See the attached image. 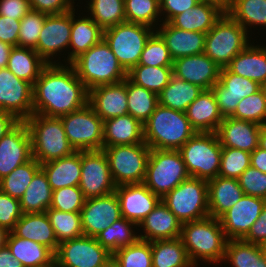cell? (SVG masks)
<instances>
[{
  "label": "cell",
  "mask_w": 266,
  "mask_h": 267,
  "mask_svg": "<svg viewBox=\"0 0 266 267\" xmlns=\"http://www.w3.org/2000/svg\"><path fill=\"white\" fill-rule=\"evenodd\" d=\"M88 104V90L71 64H47L33 85V113L61 117Z\"/></svg>",
  "instance_id": "6da1fadb"
},
{
  "label": "cell",
  "mask_w": 266,
  "mask_h": 267,
  "mask_svg": "<svg viewBox=\"0 0 266 267\" xmlns=\"http://www.w3.org/2000/svg\"><path fill=\"white\" fill-rule=\"evenodd\" d=\"M180 238L194 265L199 261L219 265L223 261L228 239L219 219L209 216L183 223Z\"/></svg>",
  "instance_id": "7a4b0ae2"
},
{
  "label": "cell",
  "mask_w": 266,
  "mask_h": 267,
  "mask_svg": "<svg viewBox=\"0 0 266 267\" xmlns=\"http://www.w3.org/2000/svg\"><path fill=\"white\" fill-rule=\"evenodd\" d=\"M143 127L145 144L150 149L179 150L196 133L186 112L160 104Z\"/></svg>",
  "instance_id": "3957f363"
},
{
  "label": "cell",
  "mask_w": 266,
  "mask_h": 267,
  "mask_svg": "<svg viewBox=\"0 0 266 267\" xmlns=\"http://www.w3.org/2000/svg\"><path fill=\"white\" fill-rule=\"evenodd\" d=\"M70 64L88 91L101 85L119 83L127 78V72L118 63L104 39Z\"/></svg>",
  "instance_id": "277c9868"
},
{
  "label": "cell",
  "mask_w": 266,
  "mask_h": 267,
  "mask_svg": "<svg viewBox=\"0 0 266 267\" xmlns=\"http://www.w3.org/2000/svg\"><path fill=\"white\" fill-rule=\"evenodd\" d=\"M25 123L31 138L32 155L38 163L44 164L75 152L60 117L33 113Z\"/></svg>",
  "instance_id": "5b68a950"
},
{
  "label": "cell",
  "mask_w": 266,
  "mask_h": 267,
  "mask_svg": "<svg viewBox=\"0 0 266 267\" xmlns=\"http://www.w3.org/2000/svg\"><path fill=\"white\" fill-rule=\"evenodd\" d=\"M248 34L237 21L225 12L206 33L204 53L220 68H225L238 53L251 43Z\"/></svg>",
  "instance_id": "8992f818"
},
{
  "label": "cell",
  "mask_w": 266,
  "mask_h": 267,
  "mask_svg": "<svg viewBox=\"0 0 266 267\" xmlns=\"http://www.w3.org/2000/svg\"><path fill=\"white\" fill-rule=\"evenodd\" d=\"M179 151L191 177L209 181L218 176L222 146L216 133L196 132Z\"/></svg>",
  "instance_id": "52a82bcc"
},
{
  "label": "cell",
  "mask_w": 266,
  "mask_h": 267,
  "mask_svg": "<svg viewBox=\"0 0 266 267\" xmlns=\"http://www.w3.org/2000/svg\"><path fill=\"white\" fill-rule=\"evenodd\" d=\"M179 150L151 149L143 184L160 198L189 178Z\"/></svg>",
  "instance_id": "ba28073f"
},
{
  "label": "cell",
  "mask_w": 266,
  "mask_h": 267,
  "mask_svg": "<svg viewBox=\"0 0 266 267\" xmlns=\"http://www.w3.org/2000/svg\"><path fill=\"white\" fill-rule=\"evenodd\" d=\"M161 200L182 224L209 217L208 181L190 176Z\"/></svg>",
  "instance_id": "9c48e42d"
},
{
  "label": "cell",
  "mask_w": 266,
  "mask_h": 267,
  "mask_svg": "<svg viewBox=\"0 0 266 267\" xmlns=\"http://www.w3.org/2000/svg\"><path fill=\"white\" fill-rule=\"evenodd\" d=\"M154 32L149 26L125 21L103 30V39L110 46L118 63L128 72L138 65L141 53Z\"/></svg>",
  "instance_id": "30bf717a"
},
{
  "label": "cell",
  "mask_w": 266,
  "mask_h": 267,
  "mask_svg": "<svg viewBox=\"0 0 266 267\" xmlns=\"http://www.w3.org/2000/svg\"><path fill=\"white\" fill-rule=\"evenodd\" d=\"M116 186L143 183L151 149L143 143L103 147Z\"/></svg>",
  "instance_id": "8fae6325"
},
{
  "label": "cell",
  "mask_w": 266,
  "mask_h": 267,
  "mask_svg": "<svg viewBox=\"0 0 266 267\" xmlns=\"http://www.w3.org/2000/svg\"><path fill=\"white\" fill-rule=\"evenodd\" d=\"M66 137L75 151L103 149V120L87 104L80 110L62 115Z\"/></svg>",
  "instance_id": "7c38bea8"
},
{
  "label": "cell",
  "mask_w": 266,
  "mask_h": 267,
  "mask_svg": "<svg viewBox=\"0 0 266 267\" xmlns=\"http://www.w3.org/2000/svg\"><path fill=\"white\" fill-rule=\"evenodd\" d=\"M55 258L60 267H106L112 254L95 237L82 235L61 242Z\"/></svg>",
  "instance_id": "4fadbf2b"
},
{
  "label": "cell",
  "mask_w": 266,
  "mask_h": 267,
  "mask_svg": "<svg viewBox=\"0 0 266 267\" xmlns=\"http://www.w3.org/2000/svg\"><path fill=\"white\" fill-rule=\"evenodd\" d=\"M79 188L86 199L115 192L109 162L103 150L81 151V179Z\"/></svg>",
  "instance_id": "5bb4252c"
},
{
  "label": "cell",
  "mask_w": 266,
  "mask_h": 267,
  "mask_svg": "<svg viewBox=\"0 0 266 267\" xmlns=\"http://www.w3.org/2000/svg\"><path fill=\"white\" fill-rule=\"evenodd\" d=\"M0 111L25 121L33 114V85L16 77L8 68L0 69Z\"/></svg>",
  "instance_id": "9a60e30c"
},
{
  "label": "cell",
  "mask_w": 266,
  "mask_h": 267,
  "mask_svg": "<svg viewBox=\"0 0 266 267\" xmlns=\"http://www.w3.org/2000/svg\"><path fill=\"white\" fill-rule=\"evenodd\" d=\"M70 35L71 11L47 15L35 51L48 64L61 63L55 61L54 56H59L64 50L69 49Z\"/></svg>",
  "instance_id": "2e32d148"
},
{
  "label": "cell",
  "mask_w": 266,
  "mask_h": 267,
  "mask_svg": "<svg viewBox=\"0 0 266 267\" xmlns=\"http://www.w3.org/2000/svg\"><path fill=\"white\" fill-rule=\"evenodd\" d=\"M260 89L258 82L234 74L226 67L221 68L219 81L211 88L223 118L231 117L243 98Z\"/></svg>",
  "instance_id": "e0dca14e"
},
{
  "label": "cell",
  "mask_w": 266,
  "mask_h": 267,
  "mask_svg": "<svg viewBox=\"0 0 266 267\" xmlns=\"http://www.w3.org/2000/svg\"><path fill=\"white\" fill-rule=\"evenodd\" d=\"M80 214L83 234L95 238L108 226L122 218L115 192L86 199Z\"/></svg>",
  "instance_id": "ac0fdd59"
},
{
  "label": "cell",
  "mask_w": 266,
  "mask_h": 267,
  "mask_svg": "<svg viewBox=\"0 0 266 267\" xmlns=\"http://www.w3.org/2000/svg\"><path fill=\"white\" fill-rule=\"evenodd\" d=\"M265 199L250 195H243L220 218L221 226L228 240L243 239L251 226L261 214Z\"/></svg>",
  "instance_id": "d6986e66"
},
{
  "label": "cell",
  "mask_w": 266,
  "mask_h": 267,
  "mask_svg": "<svg viewBox=\"0 0 266 267\" xmlns=\"http://www.w3.org/2000/svg\"><path fill=\"white\" fill-rule=\"evenodd\" d=\"M32 158L28 127L25 121H20L0 139V180Z\"/></svg>",
  "instance_id": "ffe728a7"
},
{
  "label": "cell",
  "mask_w": 266,
  "mask_h": 267,
  "mask_svg": "<svg viewBox=\"0 0 266 267\" xmlns=\"http://www.w3.org/2000/svg\"><path fill=\"white\" fill-rule=\"evenodd\" d=\"M121 216L137 225L156 207L161 198L143 183L116 186Z\"/></svg>",
  "instance_id": "44dd1931"
},
{
  "label": "cell",
  "mask_w": 266,
  "mask_h": 267,
  "mask_svg": "<svg viewBox=\"0 0 266 267\" xmlns=\"http://www.w3.org/2000/svg\"><path fill=\"white\" fill-rule=\"evenodd\" d=\"M220 71L221 68L205 53L180 57L173 62L174 76L203 90L211 89L219 81Z\"/></svg>",
  "instance_id": "7402d4cb"
},
{
  "label": "cell",
  "mask_w": 266,
  "mask_h": 267,
  "mask_svg": "<svg viewBox=\"0 0 266 267\" xmlns=\"http://www.w3.org/2000/svg\"><path fill=\"white\" fill-rule=\"evenodd\" d=\"M88 105L103 121L128 114L126 79L89 90Z\"/></svg>",
  "instance_id": "603a6c76"
},
{
  "label": "cell",
  "mask_w": 266,
  "mask_h": 267,
  "mask_svg": "<svg viewBox=\"0 0 266 267\" xmlns=\"http://www.w3.org/2000/svg\"><path fill=\"white\" fill-rule=\"evenodd\" d=\"M262 127L253 122L226 117L220 123L216 134L222 147L251 153L259 147V135Z\"/></svg>",
  "instance_id": "cb8c5ba5"
},
{
  "label": "cell",
  "mask_w": 266,
  "mask_h": 267,
  "mask_svg": "<svg viewBox=\"0 0 266 267\" xmlns=\"http://www.w3.org/2000/svg\"><path fill=\"white\" fill-rule=\"evenodd\" d=\"M138 227L144 233L138 234L139 239L152 242L180 238L182 223L161 200Z\"/></svg>",
  "instance_id": "d4e9b609"
},
{
  "label": "cell",
  "mask_w": 266,
  "mask_h": 267,
  "mask_svg": "<svg viewBox=\"0 0 266 267\" xmlns=\"http://www.w3.org/2000/svg\"><path fill=\"white\" fill-rule=\"evenodd\" d=\"M155 31L164 40L173 60L204 53L206 33L179 29L169 22L161 23Z\"/></svg>",
  "instance_id": "484cf974"
},
{
  "label": "cell",
  "mask_w": 266,
  "mask_h": 267,
  "mask_svg": "<svg viewBox=\"0 0 266 267\" xmlns=\"http://www.w3.org/2000/svg\"><path fill=\"white\" fill-rule=\"evenodd\" d=\"M225 12L226 8L220 3L200 1L176 15L169 23L186 31L207 33Z\"/></svg>",
  "instance_id": "4316f807"
},
{
  "label": "cell",
  "mask_w": 266,
  "mask_h": 267,
  "mask_svg": "<svg viewBox=\"0 0 266 267\" xmlns=\"http://www.w3.org/2000/svg\"><path fill=\"white\" fill-rule=\"evenodd\" d=\"M187 119L196 132L216 133L224 119L220 114L215 95L211 89L203 90L188 106Z\"/></svg>",
  "instance_id": "83f0119b"
},
{
  "label": "cell",
  "mask_w": 266,
  "mask_h": 267,
  "mask_svg": "<svg viewBox=\"0 0 266 267\" xmlns=\"http://www.w3.org/2000/svg\"><path fill=\"white\" fill-rule=\"evenodd\" d=\"M144 127L130 114L103 122V147L143 143Z\"/></svg>",
  "instance_id": "f1b7e54d"
},
{
  "label": "cell",
  "mask_w": 266,
  "mask_h": 267,
  "mask_svg": "<svg viewBox=\"0 0 266 267\" xmlns=\"http://www.w3.org/2000/svg\"><path fill=\"white\" fill-rule=\"evenodd\" d=\"M75 8L71 10V35L67 59L65 63H71L79 55L86 52L92 46L103 39V29L94 22L89 15L75 18ZM81 17V18H80Z\"/></svg>",
  "instance_id": "f546056e"
},
{
  "label": "cell",
  "mask_w": 266,
  "mask_h": 267,
  "mask_svg": "<svg viewBox=\"0 0 266 267\" xmlns=\"http://www.w3.org/2000/svg\"><path fill=\"white\" fill-rule=\"evenodd\" d=\"M12 232L20 238L32 240L57 252L59 243L46 212L22 214Z\"/></svg>",
  "instance_id": "4dcf8cb0"
},
{
  "label": "cell",
  "mask_w": 266,
  "mask_h": 267,
  "mask_svg": "<svg viewBox=\"0 0 266 267\" xmlns=\"http://www.w3.org/2000/svg\"><path fill=\"white\" fill-rule=\"evenodd\" d=\"M244 192L238 179L217 176L208 181L209 216L219 219L238 202Z\"/></svg>",
  "instance_id": "1f68e13d"
},
{
  "label": "cell",
  "mask_w": 266,
  "mask_h": 267,
  "mask_svg": "<svg viewBox=\"0 0 266 267\" xmlns=\"http://www.w3.org/2000/svg\"><path fill=\"white\" fill-rule=\"evenodd\" d=\"M252 44L238 53L226 68L234 74L262 85L266 83V46Z\"/></svg>",
  "instance_id": "d6a6232c"
},
{
  "label": "cell",
  "mask_w": 266,
  "mask_h": 267,
  "mask_svg": "<svg viewBox=\"0 0 266 267\" xmlns=\"http://www.w3.org/2000/svg\"><path fill=\"white\" fill-rule=\"evenodd\" d=\"M41 168L47 175L52 190L63 187L79 186L81 179V151L44 164Z\"/></svg>",
  "instance_id": "836d02e7"
},
{
  "label": "cell",
  "mask_w": 266,
  "mask_h": 267,
  "mask_svg": "<svg viewBox=\"0 0 266 267\" xmlns=\"http://www.w3.org/2000/svg\"><path fill=\"white\" fill-rule=\"evenodd\" d=\"M6 245L24 267L45 265L55 258V253L47 246L17 237L12 231L6 236Z\"/></svg>",
  "instance_id": "e575fe53"
},
{
  "label": "cell",
  "mask_w": 266,
  "mask_h": 267,
  "mask_svg": "<svg viewBox=\"0 0 266 267\" xmlns=\"http://www.w3.org/2000/svg\"><path fill=\"white\" fill-rule=\"evenodd\" d=\"M52 194L53 190L49 184L47 175L40 168L20 198V209L22 213L46 212L51 206Z\"/></svg>",
  "instance_id": "d590c367"
},
{
  "label": "cell",
  "mask_w": 266,
  "mask_h": 267,
  "mask_svg": "<svg viewBox=\"0 0 266 267\" xmlns=\"http://www.w3.org/2000/svg\"><path fill=\"white\" fill-rule=\"evenodd\" d=\"M47 64L34 49L14 46L9 55L7 68L16 77L34 85Z\"/></svg>",
  "instance_id": "8d00e7d4"
},
{
  "label": "cell",
  "mask_w": 266,
  "mask_h": 267,
  "mask_svg": "<svg viewBox=\"0 0 266 267\" xmlns=\"http://www.w3.org/2000/svg\"><path fill=\"white\" fill-rule=\"evenodd\" d=\"M202 91L199 86L172 75L168 85L158 94V104L186 112L188 106Z\"/></svg>",
  "instance_id": "74e56055"
},
{
  "label": "cell",
  "mask_w": 266,
  "mask_h": 267,
  "mask_svg": "<svg viewBox=\"0 0 266 267\" xmlns=\"http://www.w3.org/2000/svg\"><path fill=\"white\" fill-rule=\"evenodd\" d=\"M152 267H192L181 238L151 242Z\"/></svg>",
  "instance_id": "f35d334b"
},
{
  "label": "cell",
  "mask_w": 266,
  "mask_h": 267,
  "mask_svg": "<svg viewBox=\"0 0 266 267\" xmlns=\"http://www.w3.org/2000/svg\"><path fill=\"white\" fill-rule=\"evenodd\" d=\"M223 262L232 267H266V256L260 245L231 239L227 241Z\"/></svg>",
  "instance_id": "ab89813d"
},
{
  "label": "cell",
  "mask_w": 266,
  "mask_h": 267,
  "mask_svg": "<svg viewBox=\"0 0 266 267\" xmlns=\"http://www.w3.org/2000/svg\"><path fill=\"white\" fill-rule=\"evenodd\" d=\"M226 12L247 32L248 26L266 27V0H228Z\"/></svg>",
  "instance_id": "60d3db41"
},
{
  "label": "cell",
  "mask_w": 266,
  "mask_h": 267,
  "mask_svg": "<svg viewBox=\"0 0 266 267\" xmlns=\"http://www.w3.org/2000/svg\"><path fill=\"white\" fill-rule=\"evenodd\" d=\"M134 228L139 230L136 223L122 217L100 232L96 239L101 246L113 254L119 248L131 245L139 239Z\"/></svg>",
  "instance_id": "b9f144b4"
},
{
  "label": "cell",
  "mask_w": 266,
  "mask_h": 267,
  "mask_svg": "<svg viewBox=\"0 0 266 267\" xmlns=\"http://www.w3.org/2000/svg\"><path fill=\"white\" fill-rule=\"evenodd\" d=\"M173 66L136 65L127 72V78L134 84L159 94L169 83Z\"/></svg>",
  "instance_id": "7bdbcfd3"
},
{
  "label": "cell",
  "mask_w": 266,
  "mask_h": 267,
  "mask_svg": "<svg viewBox=\"0 0 266 267\" xmlns=\"http://www.w3.org/2000/svg\"><path fill=\"white\" fill-rule=\"evenodd\" d=\"M128 114L144 124L158 105V95L126 78Z\"/></svg>",
  "instance_id": "ee69618b"
},
{
  "label": "cell",
  "mask_w": 266,
  "mask_h": 267,
  "mask_svg": "<svg viewBox=\"0 0 266 267\" xmlns=\"http://www.w3.org/2000/svg\"><path fill=\"white\" fill-rule=\"evenodd\" d=\"M87 14L103 30L126 21L124 0H90Z\"/></svg>",
  "instance_id": "f6af8a7d"
},
{
  "label": "cell",
  "mask_w": 266,
  "mask_h": 267,
  "mask_svg": "<svg viewBox=\"0 0 266 267\" xmlns=\"http://www.w3.org/2000/svg\"><path fill=\"white\" fill-rule=\"evenodd\" d=\"M40 168L41 164L32 158L1 179L0 190L11 197L20 199Z\"/></svg>",
  "instance_id": "bcb514c9"
},
{
  "label": "cell",
  "mask_w": 266,
  "mask_h": 267,
  "mask_svg": "<svg viewBox=\"0 0 266 267\" xmlns=\"http://www.w3.org/2000/svg\"><path fill=\"white\" fill-rule=\"evenodd\" d=\"M46 213L59 244L84 235L80 212H63L49 208Z\"/></svg>",
  "instance_id": "7dc6e473"
},
{
  "label": "cell",
  "mask_w": 266,
  "mask_h": 267,
  "mask_svg": "<svg viewBox=\"0 0 266 267\" xmlns=\"http://www.w3.org/2000/svg\"><path fill=\"white\" fill-rule=\"evenodd\" d=\"M124 7L127 22L142 24L155 30L159 26L157 22H162L159 0H124Z\"/></svg>",
  "instance_id": "c3c4849f"
},
{
  "label": "cell",
  "mask_w": 266,
  "mask_h": 267,
  "mask_svg": "<svg viewBox=\"0 0 266 267\" xmlns=\"http://www.w3.org/2000/svg\"><path fill=\"white\" fill-rule=\"evenodd\" d=\"M112 259L120 267H152L151 242L138 239L135 243L119 248Z\"/></svg>",
  "instance_id": "681fc988"
},
{
  "label": "cell",
  "mask_w": 266,
  "mask_h": 267,
  "mask_svg": "<svg viewBox=\"0 0 266 267\" xmlns=\"http://www.w3.org/2000/svg\"><path fill=\"white\" fill-rule=\"evenodd\" d=\"M231 117L266 125V101L262 90L243 98Z\"/></svg>",
  "instance_id": "f907efd6"
},
{
  "label": "cell",
  "mask_w": 266,
  "mask_h": 267,
  "mask_svg": "<svg viewBox=\"0 0 266 267\" xmlns=\"http://www.w3.org/2000/svg\"><path fill=\"white\" fill-rule=\"evenodd\" d=\"M250 156L251 153L240 149L222 147L218 175L225 178L238 179L250 167Z\"/></svg>",
  "instance_id": "816d5d0a"
},
{
  "label": "cell",
  "mask_w": 266,
  "mask_h": 267,
  "mask_svg": "<svg viewBox=\"0 0 266 267\" xmlns=\"http://www.w3.org/2000/svg\"><path fill=\"white\" fill-rule=\"evenodd\" d=\"M47 14L30 10L21 20L18 46L36 49Z\"/></svg>",
  "instance_id": "f5cc1de1"
},
{
  "label": "cell",
  "mask_w": 266,
  "mask_h": 267,
  "mask_svg": "<svg viewBox=\"0 0 266 267\" xmlns=\"http://www.w3.org/2000/svg\"><path fill=\"white\" fill-rule=\"evenodd\" d=\"M169 49L162 37L155 31L148 39L139 60L138 65L145 66H173Z\"/></svg>",
  "instance_id": "db71d44e"
},
{
  "label": "cell",
  "mask_w": 266,
  "mask_h": 267,
  "mask_svg": "<svg viewBox=\"0 0 266 267\" xmlns=\"http://www.w3.org/2000/svg\"><path fill=\"white\" fill-rule=\"evenodd\" d=\"M86 198L79 186H69L53 191L50 208L63 212H81Z\"/></svg>",
  "instance_id": "11a10c76"
},
{
  "label": "cell",
  "mask_w": 266,
  "mask_h": 267,
  "mask_svg": "<svg viewBox=\"0 0 266 267\" xmlns=\"http://www.w3.org/2000/svg\"><path fill=\"white\" fill-rule=\"evenodd\" d=\"M238 181L245 195L266 200V173L250 166L240 175Z\"/></svg>",
  "instance_id": "9f6ffc18"
},
{
  "label": "cell",
  "mask_w": 266,
  "mask_h": 267,
  "mask_svg": "<svg viewBox=\"0 0 266 267\" xmlns=\"http://www.w3.org/2000/svg\"><path fill=\"white\" fill-rule=\"evenodd\" d=\"M22 214L20 199L11 197L0 190V227L11 232Z\"/></svg>",
  "instance_id": "6f0895ef"
},
{
  "label": "cell",
  "mask_w": 266,
  "mask_h": 267,
  "mask_svg": "<svg viewBox=\"0 0 266 267\" xmlns=\"http://www.w3.org/2000/svg\"><path fill=\"white\" fill-rule=\"evenodd\" d=\"M75 0H29L31 10L47 15L60 14L71 11Z\"/></svg>",
  "instance_id": "680465c9"
},
{
  "label": "cell",
  "mask_w": 266,
  "mask_h": 267,
  "mask_svg": "<svg viewBox=\"0 0 266 267\" xmlns=\"http://www.w3.org/2000/svg\"><path fill=\"white\" fill-rule=\"evenodd\" d=\"M201 0H159L162 23L170 22L176 15L194 7ZM165 15V17H164Z\"/></svg>",
  "instance_id": "91938a15"
},
{
  "label": "cell",
  "mask_w": 266,
  "mask_h": 267,
  "mask_svg": "<svg viewBox=\"0 0 266 267\" xmlns=\"http://www.w3.org/2000/svg\"><path fill=\"white\" fill-rule=\"evenodd\" d=\"M31 10L29 0H0V15L21 20Z\"/></svg>",
  "instance_id": "94428289"
},
{
  "label": "cell",
  "mask_w": 266,
  "mask_h": 267,
  "mask_svg": "<svg viewBox=\"0 0 266 267\" xmlns=\"http://www.w3.org/2000/svg\"><path fill=\"white\" fill-rule=\"evenodd\" d=\"M20 20L0 15V41L18 46Z\"/></svg>",
  "instance_id": "6125c7cd"
},
{
  "label": "cell",
  "mask_w": 266,
  "mask_h": 267,
  "mask_svg": "<svg viewBox=\"0 0 266 267\" xmlns=\"http://www.w3.org/2000/svg\"><path fill=\"white\" fill-rule=\"evenodd\" d=\"M243 240L260 246L266 243V201L260 216L251 226L250 231Z\"/></svg>",
  "instance_id": "be15d7a7"
},
{
  "label": "cell",
  "mask_w": 266,
  "mask_h": 267,
  "mask_svg": "<svg viewBox=\"0 0 266 267\" xmlns=\"http://www.w3.org/2000/svg\"><path fill=\"white\" fill-rule=\"evenodd\" d=\"M20 121L10 113L0 111V139L11 131Z\"/></svg>",
  "instance_id": "e7e4bbea"
},
{
  "label": "cell",
  "mask_w": 266,
  "mask_h": 267,
  "mask_svg": "<svg viewBox=\"0 0 266 267\" xmlns=\"http://www.w3.org/2000/svg\"><path fill=\"white\" fill-rule=\"evenodd\" d=\"M0 267H24L5 244L0 248Z\"/></svg>",
  "instance_id": "03108f58"
},
{
  "label": "cell",
  "mask_w": 266,
  "mask_h": 267,
  "mask_svg": "<svg viewBox=\"0 0 266 267\" xmlns=\"http://www.w3.org/2000/svg\"><path fill=\"white\" fill-rule=\"evenodd\" d=\"M250 166L266 173V151L257 147L251 152Z\"/></svg>",
  "instance_id": "003e7915"
},
{
  "label": "cell",
  "mask_w": 266,
  "mask_h": 267,
  "mask_svg": "<svg viewBox=\"0 0 266 267\" xmlns=\"http://www.w3.org/2000/svg\"><path fill=\"white\" fill-rule=\"evenodd\" d=\"M14 46L0 41V69L7 68L10 52Z\"/></svg>",
  "instance_id": "a7ac6f4b"
},
{
  "label": "cell",
  "mask_w": 266,
  "mask_h": 267,
  "mask_svg": "<svg viewBox=\"0 0 266 267\" xmlns=\"http://www.w3.org/2000/svg\"><path fill=\"white\" fill-rule=\"evenodd\" d=\"M259 148L266 151V125L262 127L259 135Z\"/></svg>",
  "instance_id": "89a4df30"
},
{
  "label": "cell",
  "mask_w": 266,
  "mask_h": 267,
  "mask_svg": "<svg viewBox=\"0 0 266 267\" xmlns=\"http://www.w3.org/2000/svg\"><path fill=\"white\" fill-rule=\"evenodd\" d=\"M8 232L0 227V248L6 244V236Z\"/></svg>",
  "instance_id": "2644e50d"
},
{
  "label": "cell",
  "mask_w": 266,
  "mask_h": 267,
  "mask_svg": "<svg viewBox=\"0 0 266 267\" xmlns=\"http://www.w3.org/2000/svg\"><path fill=\"white\" fill-rule=\"evenodd\" d=\"M36 267H60V266H59L58 260L56 258H54L48 264L36 266Z\"/></svg>",
  "instance_id": "8c879c8a"
},
{
  "label": "cell",
  "mask_w": 266,
  "mask_h": 267,
  "mask_svg": "<svg viewBox=\"0 0 266 267\" xmlns=\"http://www.w3.org/2000/svg\"><path fill=\"white\" fill-rule=\"evenodd\" d=\"M201 1H210L222 4L225 8L227 7L228 0H201Z\"/></svg>",
  "instance_id": "753ad0ef"
},
{
  "label": "cell",
  "mask_w": 266,
  "mask_h": 267,
  "mask_svg": "<svg viewBox=\"0 0 266 267\" xmlns=\"http://www.w3.org/2000/svg\"><path fill=\"white\" fill-rule=\"evenodd\" d=\"M106 267H120L113 259L107 264Z\"/></svg>",
  "instance_id": "34e18365"
},
{
  "label": "cell",
  "mask_w": 266,
  "mask_h": 267,
  "mask_svg": "<svg viewBox=\"0 0 266 267\" xmlns=\"http://www.w3.org/2000/svg\"><path fill=\"white\" fill-rule=\"evenodd\" d=\"M261 90H262V92L264 94V98H265V101H266V83L261 85Z\"/></svg>",
  "instance_id": "11e5206c"
},
{
  "label": "cell",
  "mask_w": 266,
  "mask_h": 267,
  "mask_svg": "<svg viewBox=\"0 0 266 267\" xmlns=\"http://www.w3.org/2000/svg\"><path fill=\"white\" fill-rule=\"evenodd\" d=\"M262 249H263L264 255L266 256V243L262 245Z\"/></svg>",
  "instance_id": "2a66077c"
}]
</instances>
